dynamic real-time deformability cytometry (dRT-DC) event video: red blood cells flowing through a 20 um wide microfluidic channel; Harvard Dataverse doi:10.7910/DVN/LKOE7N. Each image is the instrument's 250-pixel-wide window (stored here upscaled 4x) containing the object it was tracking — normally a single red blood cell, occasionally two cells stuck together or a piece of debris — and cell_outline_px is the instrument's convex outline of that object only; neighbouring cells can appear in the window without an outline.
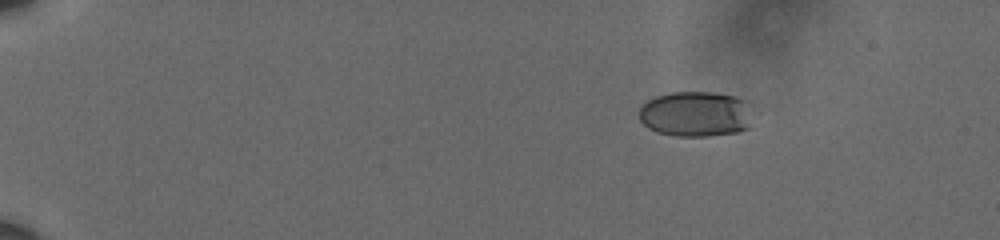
{"species": "human", "species_latin": "Homo sapiens", "temperature_condition": "cold", "stored_images_in_passage": 51, "camera_frame_rate_fps": 3000, "um_per_image_px": 0.085, "donor": {"sex": "male"}, "frame": {"image": 1, "passage_image": 1, "time_ms": 0.0, "image_size_px": [1000, 240], "cell_outline_px": [[748, 128], [736, 132], [708, 136], [676, 136], [656, 132], [648, 128], [640, 120], [640, 108], [648, 100], [656, 96], [672, 92], [712, 92], [736, 96], [748, 100]], "centroid_in_image_um": [59.1, 9.68], "position_along_channel_um": 25.9, "area_um2": 29.94}}
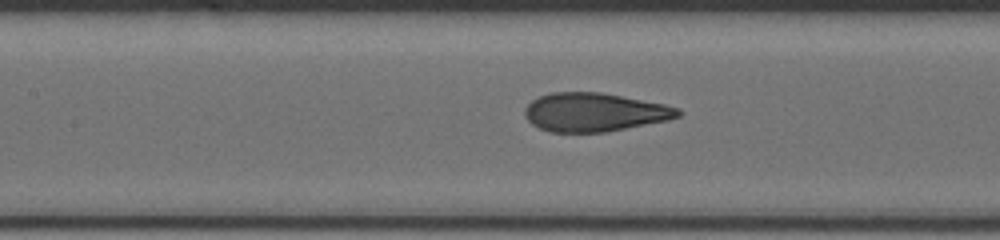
{"frame": {"image": 2, "passage_image": 22, "time_ms": 7.0, "image_size_px": [1000, 240], "cell_outline_px": [[684, 112], [680, 116], [668, 120], [608, 132], [548, 132], [532, 124], [524, 116], [524, 108], [532, 100], [540, 96], [552, 92], [600, 92], [664, 104], [680, 108]], "centroid_in_image_um": [50.53, 9.54], "position_along_channel_um": 156.9, "area_um2": 34.62}}
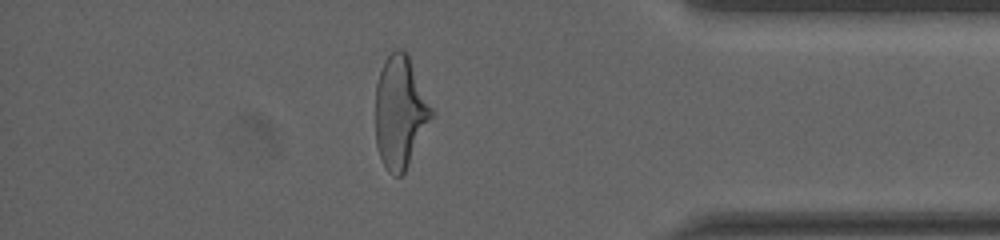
{"frame": {"image": 3, "passage_image": 44, "time_ms": 14.333, "image_size_px": [1000, 240], "cell_outline_px": [[432, 116], [404, 172], [400, 176], [396, 176], [388, 172], [380, 156], [376, 144], [376, 84], [384, 60], [396, 48], [400, 48], [408, 52], [432, 108]], "centroid_in_image_um": [33.99, 9.47], "position_along_channel_um": 401.2, "area_um2": 36.13}, "authors_computed_cell_mechanics": {"area_um2": 35.0846, "velocity_mm_per_s": 3.6094, "shape_relaxation_time_tau1_ms": 5.1557, "shape_relaxation_time_tau2_ms": 0.7116, "deformation_change_tau1": 0.1944, "deformation_change_tau2": 0.0831}}